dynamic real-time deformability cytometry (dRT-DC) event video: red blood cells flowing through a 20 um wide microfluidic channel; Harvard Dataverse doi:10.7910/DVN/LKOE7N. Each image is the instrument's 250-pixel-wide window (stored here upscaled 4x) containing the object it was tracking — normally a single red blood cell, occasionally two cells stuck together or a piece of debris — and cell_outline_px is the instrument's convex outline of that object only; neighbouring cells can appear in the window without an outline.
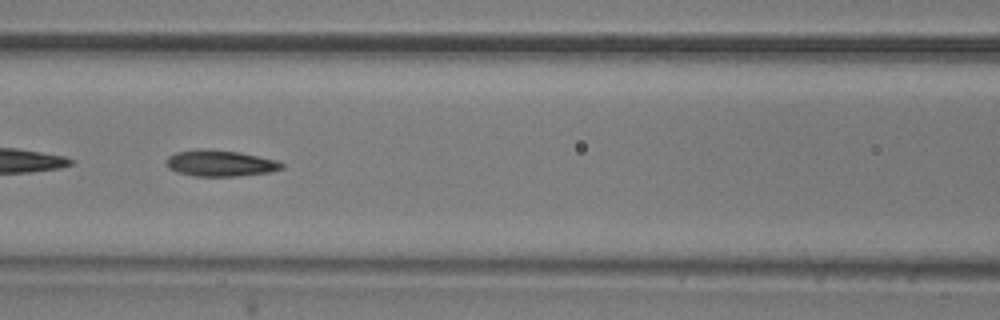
{"species": "common noctule bat (a hibernating species)", "species_latin": "Nyctalus noctula", "temperature_condition": "room temperature", "stored_images_in_passage": 41, "camera_frame_rate_fps": 3000, "um_per_image_px": 0.085, "animal": {"sex": "male", "body_mass_g": 20.5, "forearm_length_mm": 52.5}, "frame": {"image": 1, "passage_image": 10, "time_ms": 3.0, "image_size_px": [1000, 320], "cell_outline_px": [[284, 168], [272, 172], [236, 176], [192, 176], [176, 172], [168, 168], [164, 164], [168, 156], [176, 152], [240, 152], [276, 160], [284, 164]], "centroid_in_image_um": [18.75, 13.93], "position_along_channel_um": 147.8, "area_um2": 16.94}}
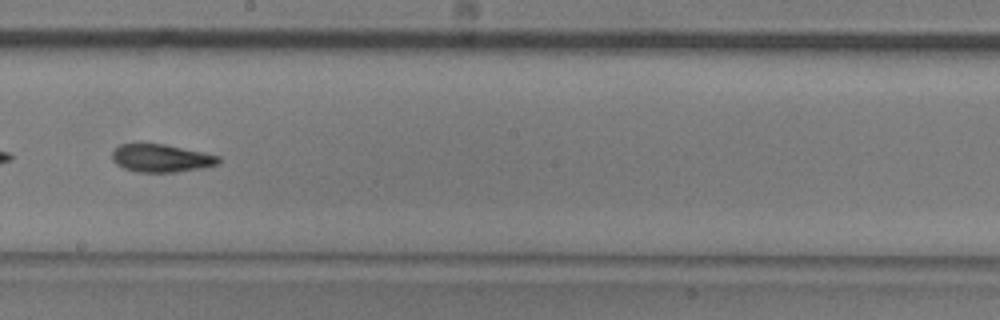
{"frame": {"image": 2, "passage_image": 17, "time_ms": 5.333, "image_size_px": [1000, 320], "cell_outline_px": [[220, 164], [200, 168], [176, 172], [136, 172], [124, 168], [116, 164], [112, 160], [112, 152], [120, 144], [164, 144], [204, 152], [220, 156]], "centroid_in_image_um": [13.71, 13.45], "position_along_channel_um": 234.5, "area_um2": 17.28}}
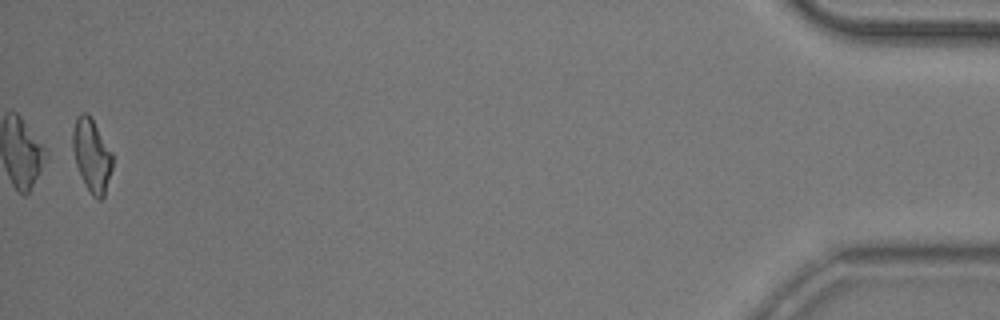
{"frame": {"image": 3, "passage_image": 40, "time_ms": 13.0, "image_size_px": [1000, 320], "cell_outline_px": [[112, 168], [104, 196], [100, 200], [96, 200], [92, 196], [84, 184], [76, 164], [72, 148], [72, 132], [76, 116], [80, 112], [84, 112], [92, 120], [112, 152]], "centroid_in_image_um": [7.78, 13.23], "position_along_channel_um": 427.4, "area_um2": 16.82}, "authors_computed_cell_mechanics": {"area_um2": 17.34, "velocity_mm_per_s": 3.7162, "shape_relaxation_time_tau1_ms": 6.7169, "shape_relaxation_time_tau2_ms": 4.8164, "deformation_change_tau1": 0.1788, "deformation_change_tau2": 0.1356}}